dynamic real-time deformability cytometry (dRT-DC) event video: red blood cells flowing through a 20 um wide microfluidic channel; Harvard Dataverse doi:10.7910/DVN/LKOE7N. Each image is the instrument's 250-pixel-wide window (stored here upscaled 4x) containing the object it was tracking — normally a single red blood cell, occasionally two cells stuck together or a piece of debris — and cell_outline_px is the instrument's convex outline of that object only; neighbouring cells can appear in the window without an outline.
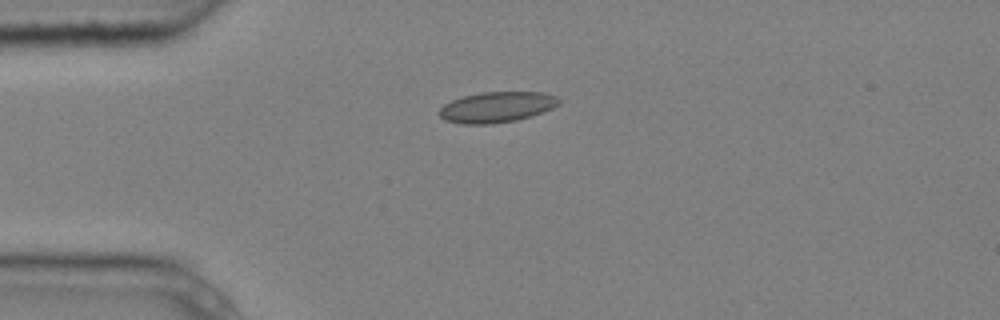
{"species": "common noctule bat (a hibernating species)", "species_latin": "Nyctalus noctula", "temperature_condition": "cold", "stored_images_in_passage": 8, "camera_frame_rate_fps": 3000, "um_per_image_px": 0.085, "animal": {"sex": "male", "body_mass_g": 20.4}, "frame": {"image": 1, "passage_image": 1, "time_ms": 0.0, "image_size_px": [1000, 320], "cell_outline_px": [[560, 104], [552, 108], [532, 116], [516, 120], [492, 124], [464, 124], [444, 120], [440, 116], [440, 108], [444, 104], [452, 100], [464, 96], [480, 92], [544, 92], [556, 96], [560, 100]], "centroid_in_image_um": [42.24, 9.1], "position_along_channel_um": 42.8, "area_um2": 21.39}}
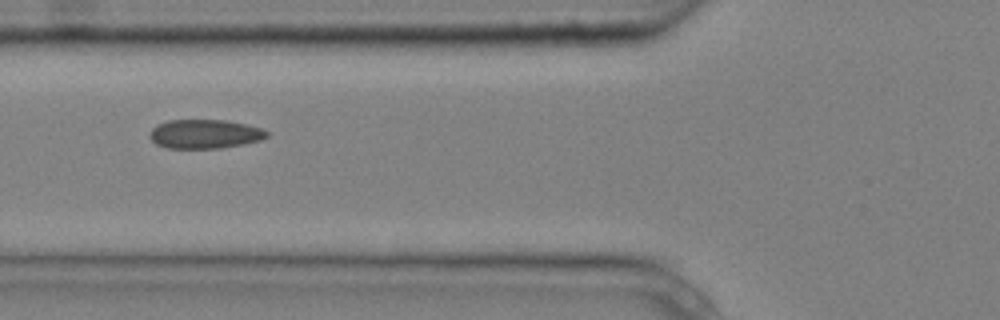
{"frame": {"image": 2, "passage_image": 3, "time_ms": 0.667, "image_size_px": [1000, 320], "cell_outline_px": [[268, 136], [260, 140], [244, 144], [220, 148], [168, 148], [156, 144], [148, 136], [148, 132], [156, 124], [168, 120], [224, 120], [244, 124], [260, 128], [268, 132]], "centroid_in_image_um": [17.35, 11.39], "position_along_channel_um": 108.4, "area_um2": 19.83}}
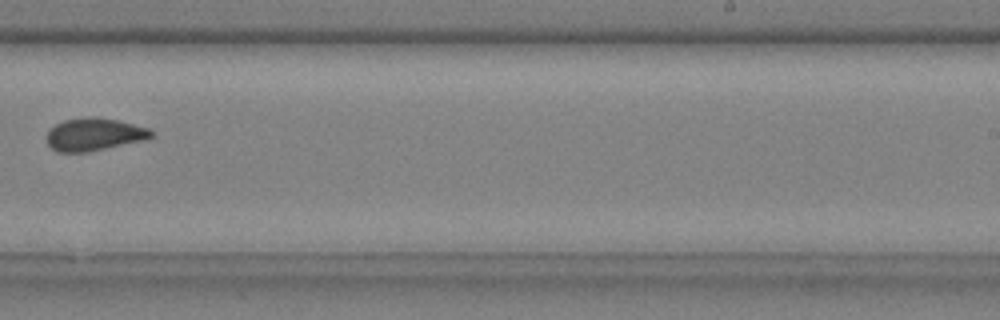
{"frame": {"image": 3, "passage_image": 7, "time_ms": 2.0, "image_size_px": [1000, 320], "cell_outline_px": [[156, 136], [144, 140], [84, 152], [60, 152], [52, 148], [48, 144], [48, 132], [56, 124], [64, 120], [88, 116], [92, 116], [116, 120], [148, 128], [156, 132]], "centroid_in_image_um": [8.04, 11.41], "position_along_channel_um": 281.0, "area_um2": 19.59}}